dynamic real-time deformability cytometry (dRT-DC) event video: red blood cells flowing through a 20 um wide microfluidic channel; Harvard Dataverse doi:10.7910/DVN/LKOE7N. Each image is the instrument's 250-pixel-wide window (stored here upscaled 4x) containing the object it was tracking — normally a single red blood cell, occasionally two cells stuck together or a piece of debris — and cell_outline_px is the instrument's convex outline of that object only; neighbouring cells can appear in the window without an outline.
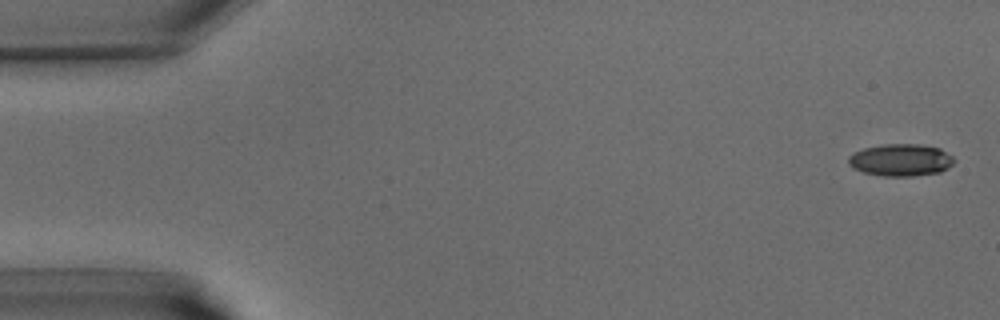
{"species": "common noctule bat (a hibernating species)", "species_latin": "Nyctalus noctula", "temperature_condition": "warm", "stored_images_in_passage": 40, "camera_frame_rate_fps": 3000, "um_per_image_px": 0.085, "animal": {"sex": "male", "body_mass_g": 15.6}, "frame": {"image": 1, "passage_image": 1, "time_ms": 0.0, "image_size_px": [1000, 320], "cell_outline_px": [[956, 160], [948, 168], [940, 172], [912, 176], [884, 176], [864, 172], [852, 168], [848, 164], [848, 156], [852, 152], [864, 148], [884, 144], [920, 144], [940, 148], [952, 156]], "centroid_in_image_um": [76.55, 13.59], "position_along_channel_um": 8.4, "area_um2": 19.94}}
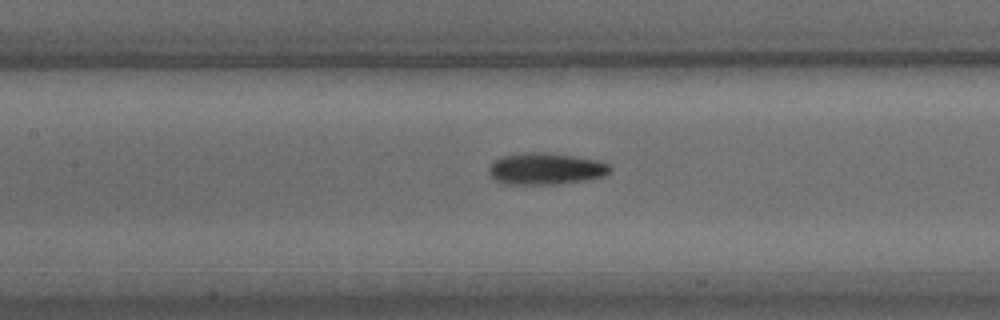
{"frame": {"image": 2, "passage_image": 18, "time_ms": 5.667, "image_size_px": [1000, 320], "cell_outline_px": [[612, 172], [604, 176], [584, 180], [556, 184], [508, 184], [496, 180], [488, 172], [488, 168], [496, 160], [504, 156], [524, 152], [540, 152], [572, 156], [596, 160], [608, 164], [612, 168]], "centroid_in_image_um": [46.41, 14.35], "position_along_channel_um": 161.0, "area_um2": 22.08}}
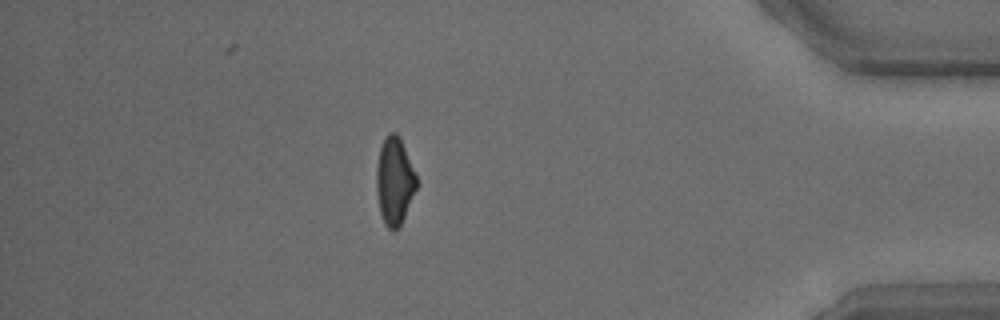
{"frame": {"image": 3, "passage_image": 35, "time_ms": 11.333, "image_size_px": [1000, 320], "cell_outline_px": [[416, 188], [404, 216], [400, 224], [392, 232], [384, 224], [380, 212], [376, 192], [376, 164], [380, 148], [388, 132], [396, 132], [400, 136], [416, 176]], "centroid_in_image_um": [33.5, 15.36], "position_along_channel_um": 401.7, "area_um2": 20.23}}